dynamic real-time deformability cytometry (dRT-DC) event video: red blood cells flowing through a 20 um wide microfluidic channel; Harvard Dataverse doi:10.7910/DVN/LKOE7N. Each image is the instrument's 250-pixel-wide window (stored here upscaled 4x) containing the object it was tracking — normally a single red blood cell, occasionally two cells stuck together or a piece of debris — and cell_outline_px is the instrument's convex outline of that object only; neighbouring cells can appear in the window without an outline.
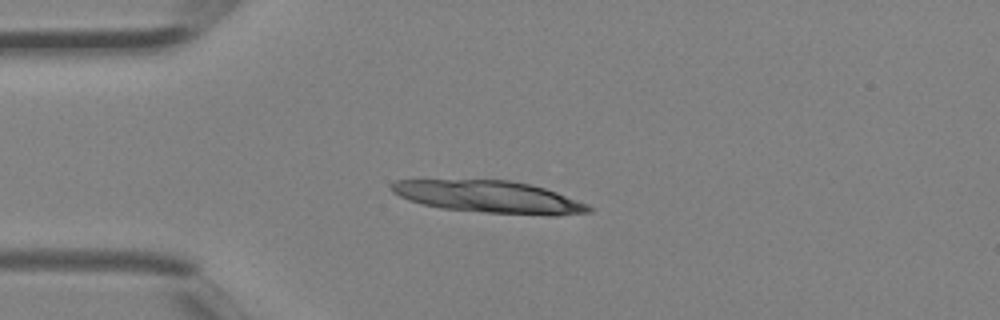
{"species": "Egyptian fruit bat (a non-hibernating species)", "species_latin": "Rousettus aegyptiacus", "temperature_condition": "room temperature", "stored_images_in_passage": 2, "camera_frame_rate_fps": 3000, "um_per_image_px": 0.085, "animal": {"sex": "female"}, "frame": {"image": 1, "passage_image": 2, "time_ms": 0.333, "image_size_px": [1000, 320], "cell_outline_px": [[592, 212], [556, 216], [548, 216], [484, 212], [440, 208], [420, 204], [408, 200], [392, 192], [388, 188], [396, 180], [512, 180], [532, 184], [556, 192], [588, 204], [592, 208]], "centroid_in_image_um": [41.59, 16.74], "position_along_channel_um": 43.4, "area_um2": 37.17}}